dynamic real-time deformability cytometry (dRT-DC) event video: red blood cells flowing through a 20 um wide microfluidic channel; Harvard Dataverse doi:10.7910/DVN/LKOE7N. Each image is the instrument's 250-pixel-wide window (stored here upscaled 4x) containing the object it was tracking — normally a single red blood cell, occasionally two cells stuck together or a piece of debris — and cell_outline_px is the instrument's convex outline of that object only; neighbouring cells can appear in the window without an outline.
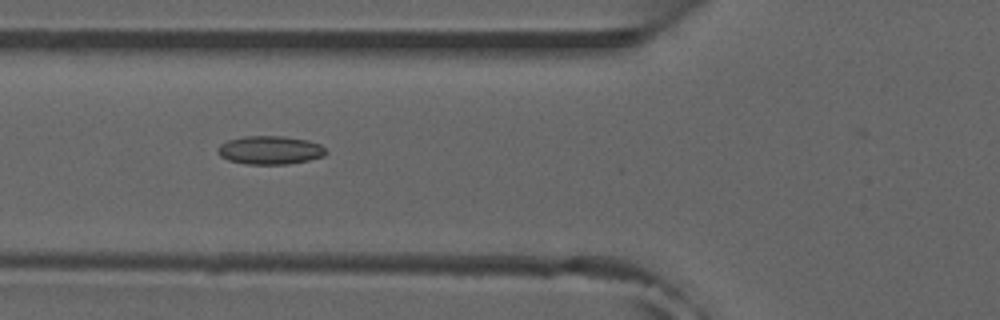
{"species": "common noctule bat (a hibernating species)", "species_latin": "Nyctalus noctula", "temperature_condition": "room temperature", "stored_images_in_passage": 10, "camera_frame_rate_fps": 3000, "um_per_image_px": 0.085, "animal": {"sex": "male", "forearm_length_mm": 52.5}, "frame": {"image": 1, "passage_image": 7, "time_ms": 2.0, "image_size_px": [1000, 320], "cell_outline_px": [[328, 152], [324, 156], [308, 160], [288, 164], [244, 164], [228, 160], [220, 156], [216, 152], [216, 148], [220, 144], [228, 140], [244, 136], [280, 136], [308, 140], [320, 144]], "centroid_in_image_um": [22.92, 12.76], "position_along_channel_um": 102.9, "area_um2": 18.03}}